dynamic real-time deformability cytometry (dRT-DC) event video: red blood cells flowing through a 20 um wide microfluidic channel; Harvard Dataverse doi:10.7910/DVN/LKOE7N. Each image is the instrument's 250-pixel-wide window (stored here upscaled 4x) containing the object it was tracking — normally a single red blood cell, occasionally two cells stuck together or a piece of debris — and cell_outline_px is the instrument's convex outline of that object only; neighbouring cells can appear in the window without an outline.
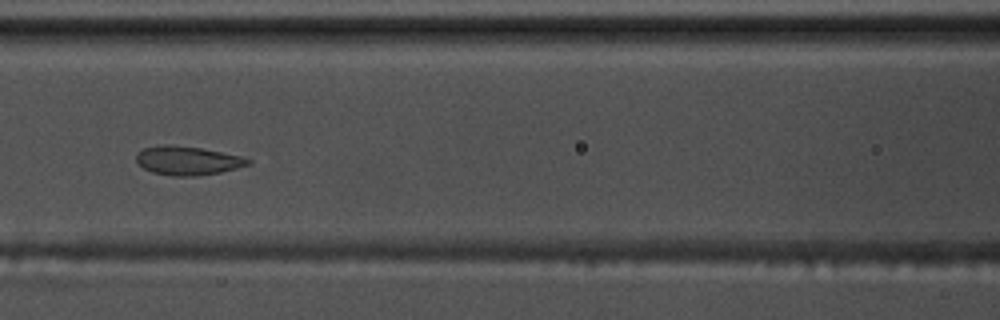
{"species": "common noctule bat (a hibernating species)", "species_latin": "Nyctalus noctula", "temperature_condition": "warm", "stored_images_in_passage": 44, "camera_frame_rate_fps": 3000, "um_per_image_px": 0.085, "animal": {"sex": "male", "body_mass_g": 17.5, "forearm_length_mm": 52.3}, "frame": {"image": 1, "passage_image": 11, "time_ms": 3.333, "image_size_px": [1000, 320], "cell_outline_px": [[252, 164], [220, 172], [196, 176], [172, 176], [152, 172], [144, 168], [136, 160], [136, 152], [144, 148], [164, 144], [168, 144], [200, 148], [240, 156], [252, 160]], "centroid_in_image_um": [15.93, 13.65], "position_along_channel_um": 150.7, "area_um2": 18.67}}
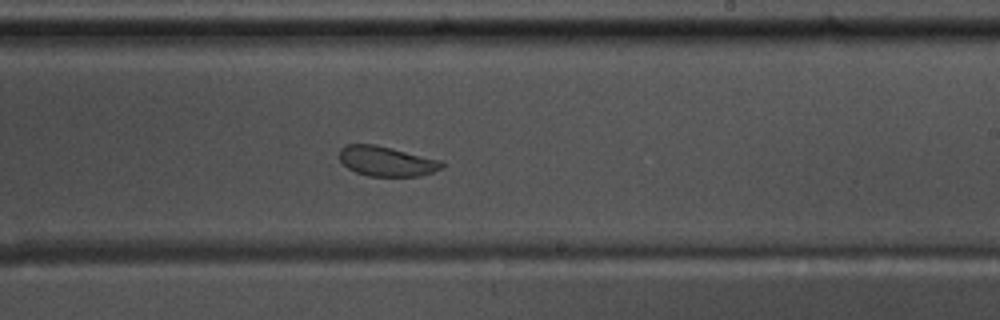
{"frame": {"image": 2, "passage_image": 20, "time_ms": 6.333, "image_size_px": [1000, 320], "cell_outline_px": [[444, 168], [420, 176], [368, 176], [356, 172], [348, 168], [340, 160], [340, 148], [344, 144], [376, 144], [440, 160], [444, 164]], "centroid_in_image_um": [32.85, 13.7], "position_along_channel_um": 256.2, "area_um2": 17.86}}
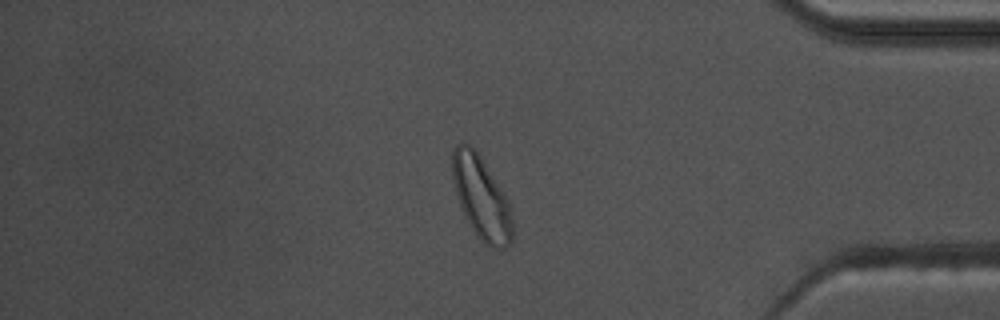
{"frame": {"image": 3, "passage_image": 34, "time_ms": 11.0, "image_size_px": [1000, 320], "cell_outline_px": [[512, 244], [508, 248], [492, 248], [484, 244], [480, 240], [464, 216], [460, 208], [452, 176], [452, 148], [456, 144], [468, 144], [480, 156], [508, 200], [512, 216]], "centroid_in_image_um": [40.91, 16.86], "position_along_channel_um": 394.3, "area_um2": 28.84}}